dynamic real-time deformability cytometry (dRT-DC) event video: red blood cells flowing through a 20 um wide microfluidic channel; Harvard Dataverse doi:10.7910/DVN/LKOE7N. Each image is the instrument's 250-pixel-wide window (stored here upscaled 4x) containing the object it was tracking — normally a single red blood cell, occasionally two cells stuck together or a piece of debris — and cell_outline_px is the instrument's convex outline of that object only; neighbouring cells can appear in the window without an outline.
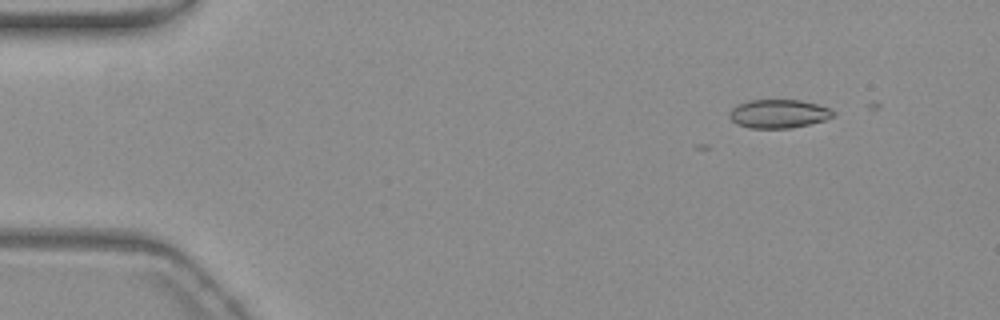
{"species": "common noctule bat (a hibernating species)", "species_latin": "Nyctalus noctula", "temperature_condition": "warm", "stored_images_in_passage": 6, "camera_frame_rate_fps": 3000, "um_per_image_px": 0.085, "animal": {"sex": "female", "body_mass_g": 19.3, "forearm_length_mm": 54.1}, "frame": {"image": 1, "passage_image": 2, "time_ms": 0.333, "image_size_px": [1000, 320], "cell_outline_px": [[836, 112], [832, 116], [824, 120], [792, 128], [748, 128], [736, 124], [728, 116], [728, 112], [732, 108], [748, 100], [800, 100], [816, 104], [828, 108]], "centroid_in_image_um": [66.14, 9.67], "position_along_channel_um": 18.9, "area_um2": 17.22}}